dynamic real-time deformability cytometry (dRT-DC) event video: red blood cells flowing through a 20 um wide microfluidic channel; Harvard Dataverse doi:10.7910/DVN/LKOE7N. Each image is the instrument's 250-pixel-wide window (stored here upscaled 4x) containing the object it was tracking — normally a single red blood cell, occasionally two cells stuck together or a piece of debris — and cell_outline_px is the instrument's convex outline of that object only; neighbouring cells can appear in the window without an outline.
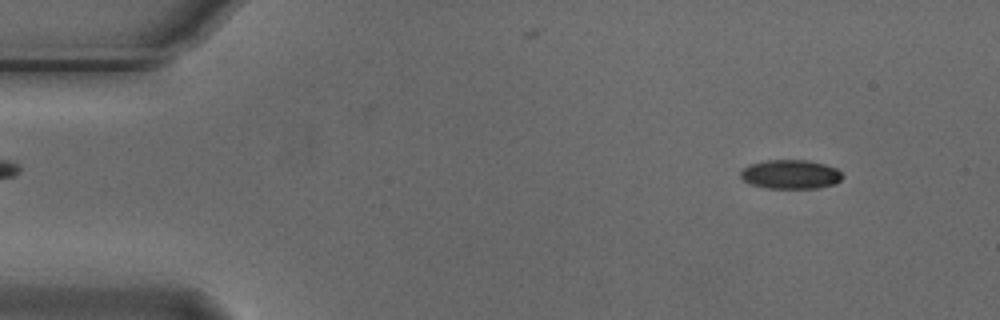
{"species": "Egyptian fruit bat (a non-hibernating species)", "species_latin": "Rousettus aegyptiacus", "temperature_condition": "cold", "stored_images_in_passage": 54, "camera_frame_rate_fps": 3000, "um_per_image_px": 0.085, "animal": {"sex": "male"}, "frame": {"image": 1, "passage_image": 5, "time_ms": 1.333, "image_size_px": [1000, 320], "cell_outline_px": [[844, 176], [836, 184], [816, 188], [768, 188], [752, 184], [744, 180], [740, 176], [740, 172], [748, 164], [764, 160], [808, 160], [824, 164], [836, 168]], "centroid_in_image_um": [67.2, 14.81], "position_along_channel_um": 17.8, "area_um2": 17.28}}
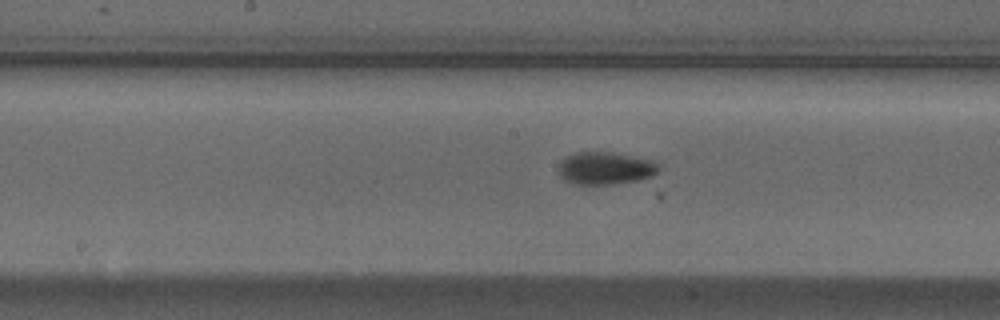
{"frame": {"image": 2, "passage_image": 27, "time_ms": 8.667, "image_size_px": [1000, 320], "cell_outline_px": [[660, 172], [652, 176], [636, 180], [612, 184], [576, 184], [560, 176], [556, 172], [560, 160], [576, 152], [612, 152], [652, 160], [660, 168]], "centroid_in_image_um": [51.43, 14.29], "position_along_channel_um": 196.8, "area_um2": 18.96}}
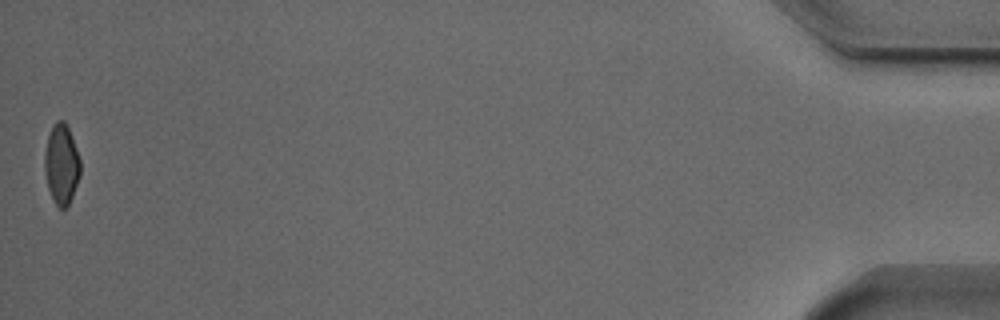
{"frame": {"image": 3, "passage_image": 54, "time_ms": 17.667, "image_size_px": [1000, 320], "cell_outline_px": [[80, 176], [72, 196], [68, 204], [64, 208], [60, 208], [56, 204], [48, 188], [44, 168], [44, 156], [48, 136], [52, 124], [56, 120], [64, 120], [68, 128], [76, 148], [80, 160]], "centroid_in_image_um": [5.22, 13.93], "position_along_channel_um": 430.0, "area_um2": 16.47}, "authors_computed_cell_mechanics": {"area_um2": 17.8602, "velocity_mm_per_s": 3.7127, "shape_relaxation_time_tau1_ms": 4.9684, "shape_relaxation_time_tau2_ms": null, "deformation_change_tau1": 0.1284, "deformation_change_tau2": null}}